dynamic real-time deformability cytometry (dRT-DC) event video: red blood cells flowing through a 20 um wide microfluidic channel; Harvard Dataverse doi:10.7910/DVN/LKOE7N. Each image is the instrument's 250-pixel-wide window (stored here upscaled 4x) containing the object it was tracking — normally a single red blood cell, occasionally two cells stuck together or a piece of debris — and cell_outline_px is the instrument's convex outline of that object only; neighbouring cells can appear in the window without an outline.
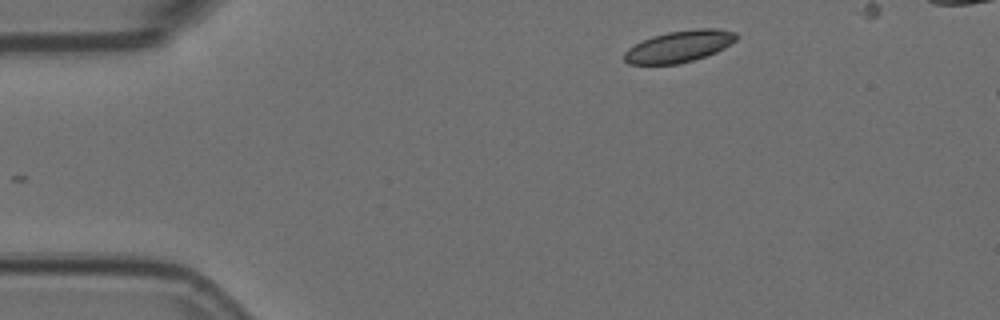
{"species": "Egyptian fruit bat (a non-hibernating species)", "species_latin": "Rousettus aegyptiacus", "temperature_condition": "room temperature", "stored_images_in_passage": 7, "camera_frame_rate_fps": 3000, "um_per_image_px": 0.085, "animal": {"sex": "female"}, "frame": {"image": 1, "passage_image": 1, "time_ms": 0.0, "image_size_px": [1000, 320], "cell_outline_px": [[736, 40], [724, 48], [716, 52], [680, 64], [628, 64], [624, 60], [624, 52], [628, 48], [652, 36], [668, 32], [696, 28], [720, 28], [736, 32]], "centroid_in_image_um": [57.74, 3.93], "position_along_channel_um": 27.3, "area_um2": 20.58}}